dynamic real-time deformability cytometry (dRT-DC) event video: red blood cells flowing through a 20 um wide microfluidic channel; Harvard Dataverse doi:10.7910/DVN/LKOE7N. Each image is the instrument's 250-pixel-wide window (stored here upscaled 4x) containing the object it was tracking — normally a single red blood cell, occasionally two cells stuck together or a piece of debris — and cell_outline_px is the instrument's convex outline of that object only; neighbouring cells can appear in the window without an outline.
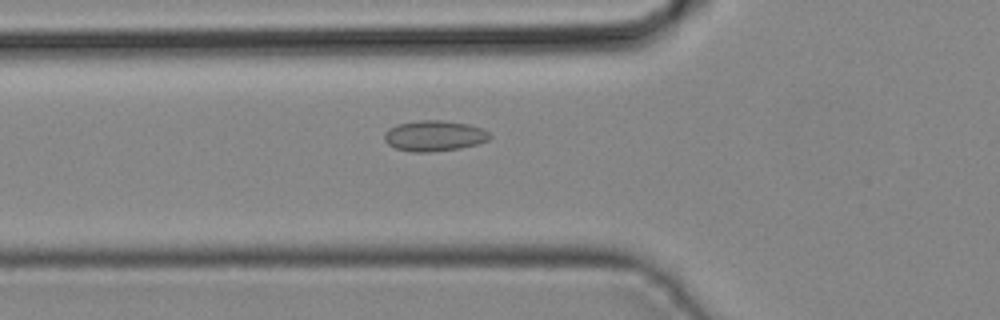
{"species": "common noctule bat (a hibernating species)", "species_latin": "Nyctalus noctula", "temperature_condition": "cold", "stored_images_in_passage": 38, "camera_frame_rate_fps": 3000, "um_per_image_px": 0.085, "animal": {"sex": "male", "body_mass_g": 19.2, "forearm_length_mm": 51.8}, "frame": {"image": 1, "passage_image": 11, "time_ms": 3.333, "image_size_px": [1000, 320], "cell_outline_px": [[492, 136], [488, 140], [476, 144], [460, 148], [428, 152], [412, 152], [396, 148], [388, 144], [384, 140], [384, 132], [388, 128], [396, 124], [420, 120], [440, 120], [468, 124], [480, 128], [488, 132]], "centroid_in_image_um": [36.87, 11.54], "position_along_channel_um": 88.9, "area_um2": 18.79}}
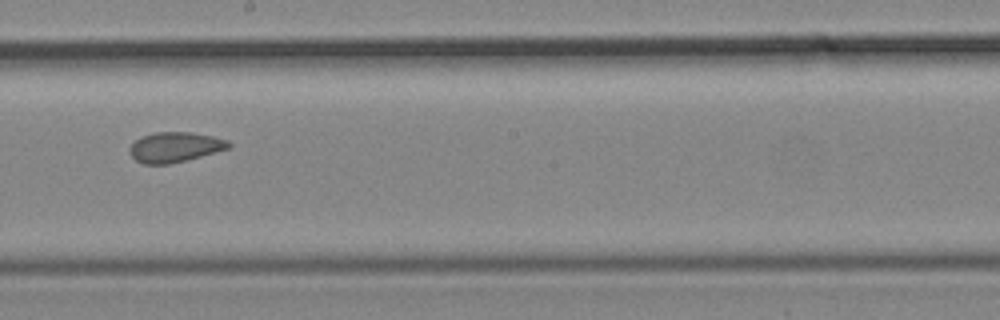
{"frame": {"image": 2, "passage_image": 20, "time_ms": 6.333, "image_size_px": [1000, 320], "cell_outline_px": [[232, 144], [228, 148], [216, 152], [188, 160], [168, 164], [144, 164], [136, 160], [128, 152], [128, 148], [136, 140], [144, 136], [156, 132], [192, 132], [212, 136], [228, 140]], "centroid_in_image_um": [14.87, 12.51], "position_along_channel_um": 233.3, "area_um2": 17.34}}
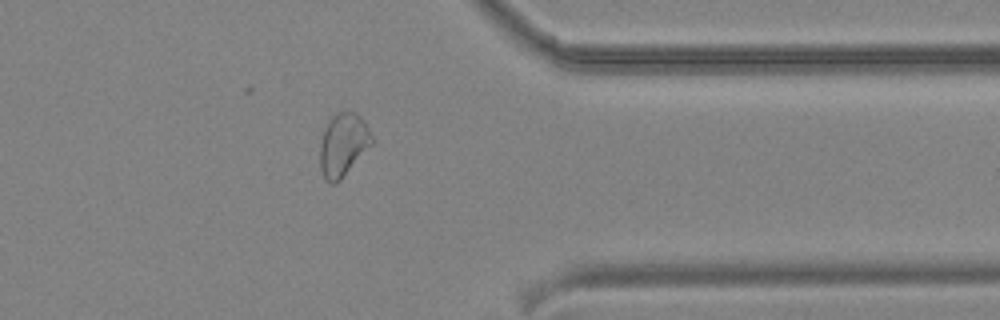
{"frame": {"image": 3, "passage_image": 30, "time_ms": 9.667, "image_size_px": [1000, 320], "cell_outline_px": [[372, 144], [340, 180], [336, 184], [328, 184], [324, 180], [320, 168], [320, 144], [324, 128], [328, 120], [336, 112], [356, 112], [360, 116], [368, 128], [372, 136]], "centroid_in_image_um": [29.13, 12.32], "position_along_channel_um": 382.3, "area_um2": 19.07}}